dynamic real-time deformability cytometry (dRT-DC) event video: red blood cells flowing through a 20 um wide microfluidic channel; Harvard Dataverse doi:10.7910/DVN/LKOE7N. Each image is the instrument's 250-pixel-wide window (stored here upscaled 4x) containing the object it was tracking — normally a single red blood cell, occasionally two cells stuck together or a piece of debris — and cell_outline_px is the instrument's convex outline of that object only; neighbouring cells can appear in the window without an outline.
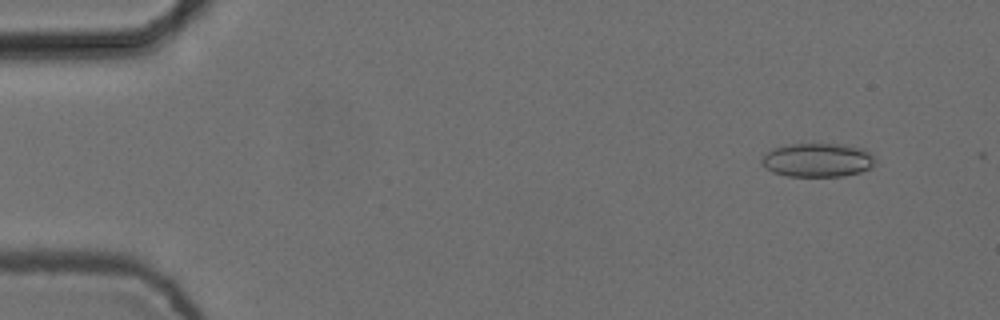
{"species": "common noctule bat (a hibernating species)", "species_latin": "Nyctalus noctula", "temperature_condition": "cold", "stored_images_in_passage": 4, "camera_frame_rate_fps": 3000, "um_per_image_px": 0.085, "animal": {"sex": "female", "body_mass_g": 24.6, "forearm_length_mm": 56.2}, "frame": {"image": 1, "passage_image": 1, "time_ms": 0.0, "image_size_px": [1000, 320], "cell_outline_px": [[876, 164], [860, 172], [844, 176], [788, 176], [772, 172], [760, 164], [760, 160], [772, 148], [784, 144], [848, 144], [864, 148], [872, 152], [876, 160]], "centroid_in_image_um": [69.52, 13.59], "position_along_channel_um": 15.5, "area_um2": 22.77}}